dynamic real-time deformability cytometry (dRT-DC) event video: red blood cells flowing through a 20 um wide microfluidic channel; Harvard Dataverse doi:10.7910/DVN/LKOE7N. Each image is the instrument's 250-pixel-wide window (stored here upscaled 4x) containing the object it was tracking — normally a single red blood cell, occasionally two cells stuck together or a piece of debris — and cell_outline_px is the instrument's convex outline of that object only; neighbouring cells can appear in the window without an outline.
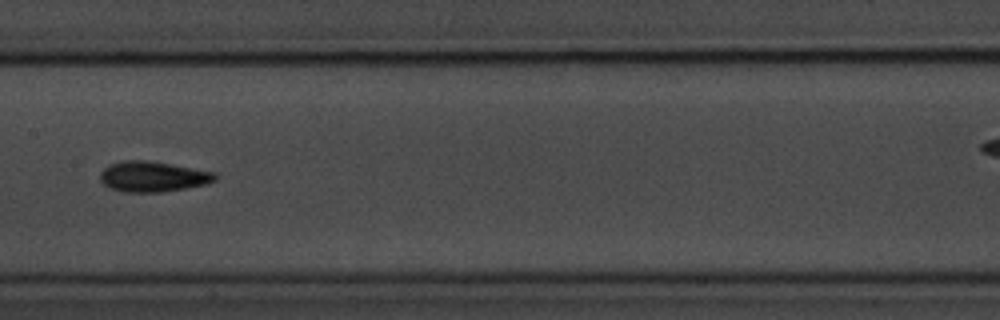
{"species": "common noctule bat (a hibernating species)", "species_latin": "Nyctalus noctula", "temperature_condition": "room temperature", "stored_images_in_passage": 11, "camera_frame_rate_fps": 3000, "um_per_image_px": 0.085, "animal": {"sex": "male", "body_mass_g": 20.1, "forearm_length_mm": 53.5}, "frame": {"image": 1, "passage_image": 7, "time_ms": 7.0, "image_size_px": [1000, 320], "cell_outline_px": [[216, 180], [208, 184], [164, 192], [124, 192], [108, 188], [100, 180], [100, 172], [108, 164], [124, 160], [148, 160], [172, 164], [216, 172]], "centroid_in_image_um": [12.99, 15.01], "position_along_channel_um": 194.4, "area_um2": 20.69}}